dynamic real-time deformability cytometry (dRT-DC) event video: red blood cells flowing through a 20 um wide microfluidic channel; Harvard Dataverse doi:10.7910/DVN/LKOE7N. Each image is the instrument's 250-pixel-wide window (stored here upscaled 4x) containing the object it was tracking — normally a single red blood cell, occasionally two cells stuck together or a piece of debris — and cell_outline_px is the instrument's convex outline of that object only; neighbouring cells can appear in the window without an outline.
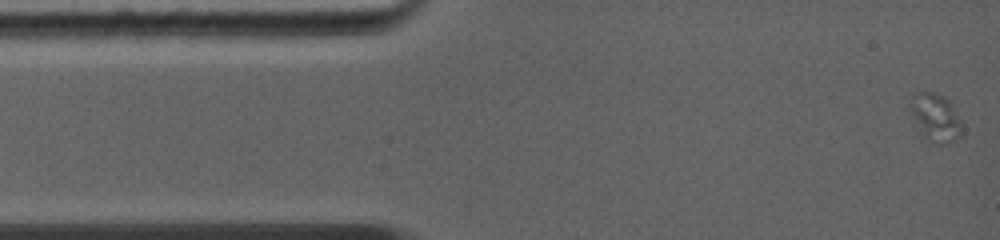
{"species": "common noctule bat (a hibernating species)", "species_latin": "Nyctalus noctula", "temperature_condition": "warm", "stored_images_in_passage": 36, "camera_frame_rate_fps": 5000, "um_per_image_px": 0.085, "animal": {"sex": "female", "body_mass_g": 19.0, "forearm_length_mm": 56.7}, "frame": {"image": 1, "passage_image": 1, "time_ms": 0.0, "image_size_px": [1000, 240], "cell_outline_px": [[964, 128], [960, 136], [948, 144], [928, 144], [920, 136], [908, 108], [908, 104], [912, 96], [916, 92], [932, 92], [944, 96], [948, 100], [960, 120]], "centroid_in_image_um": [79.46, 10.05], "position_along_channel_um": 5.5, "area_um2": 15.09}}
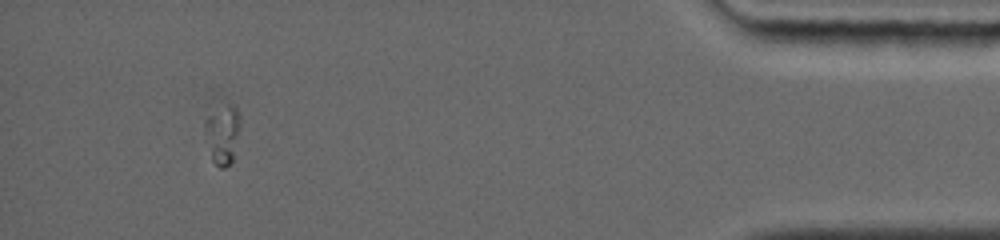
{"frame": {"image": 2, "passage_image": 31, "time_ms": 12.8, "image_size_px": [1000, 240], "cell_outline_px": [[240, 124], [232, 160], [224, 168], [220, 168], [212, 160], [204, 124], [204, 120], [208, 116], [228, 104], [232, 104], [236, 108]], "centroid_in_image_um": [18.92, 11.42], "position_along_channel_um": 416.3, "area_um2": 11.5}}